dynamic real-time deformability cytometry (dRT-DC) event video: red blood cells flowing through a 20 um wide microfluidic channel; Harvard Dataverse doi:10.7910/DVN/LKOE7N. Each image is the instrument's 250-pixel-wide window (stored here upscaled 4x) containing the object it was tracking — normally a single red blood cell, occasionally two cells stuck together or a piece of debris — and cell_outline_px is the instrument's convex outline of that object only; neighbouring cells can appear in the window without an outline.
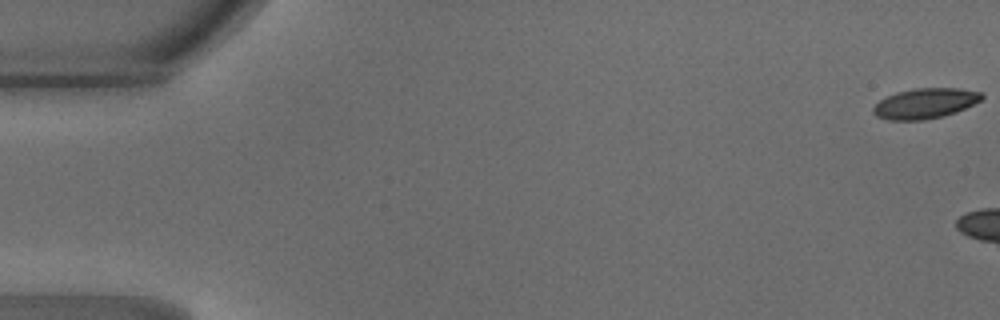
{"species": "common noctule bat (a hibernating species)", "species_latin": "Nyctalus noctula", "temperature_condition": "warm", "stored_images_in_passage": 4, "camera_frame_rate_fps": 3000, "um_per_image_px": 0.085, "animal": {"sex": "male", "body_mass_g": 18.8}, "frame": {"image": 1, "passage_image": 1, "time_ms": 0.0, "image_size_px": [1000, 320], "cell_outline_px": [[984, 96], [980, 100], [956, 112], [944, 116], [924, 120], [888, 120], [876, 116], [872, 112], [872, 108], [880, 100], [896, 92], [912, 88], [960, 88], [980, 92]], "centroid_in_image_um": [78.6, 8.79], "position_along_channel_um": 6.4, "area_um2": 19.13}}